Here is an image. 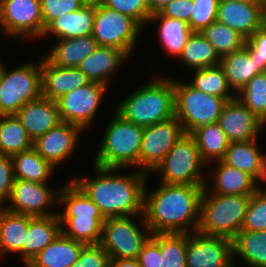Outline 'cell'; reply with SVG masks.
<instances>
[{
    "label": "cell",
    "instance_id": "1",
    "mask_svg": "<svg viewBox=\"0 0 266 267\" xmlns=\"http://www.w3.org/2000/svg\"><path fill=\"white\" fill-rule=\"evenodd\" d=\"M205 185L161 183L148 194L144 189L145 231L157 233L196 232L200 222V200ZM191 226V227H190Z\"/></svg>",
    "mask_w": 266,
    "mask_h": 267
},
{
    "label": "cell",
    "instance_id": "2",
    "mask_svg": "<svg viewBox=\"0 0 266 267\" xmlns=\"http://www.w3.org/2000/svg\"><path fill=\"white\" fill-rule=\"evenodd\" d=\"M97 177L73 180L98 206L103 217H129L143 212L146 174L113 175L116 168L94 165Z\"/></svg>",
    "mask_w": 266,
    "mask_h": 267
},
{
    "label": "cell",
    "instance_id": "3",
    "mask_svg": "<svg viewBox=\"0 0 266 267\" xmlns=\"http://www.w3.org/2000/svg\"><path fill=\"white\" fill-rule=\"evenodd\" d=\"M115 111L142 127L175 117L173 80L158 78L151 81L124 99Z\"/></svg>",
    "mask_w": 266,
    "mask_h": 267
},
{
    "label": "cell",
    "instance_id": "4",
    "mask_svg": "<svg viewBox=\"0 0 266 267\" xmlns=\"http://www.w3.org/2000/svg\"><path fill=\"white\" fill-rule=\"evenodd\" d=\"M208 189L205 184L200 200L197 231L233 239L241 231L251 195H207Z\"/></svg>",
    "mask_w": 266,
    "mask_h": 267
},
{
    "label": "cell",
    "instance_id": "5",
    "mask_svg": "<svg viewBox=\"0 0 266 267\" xmlns=\"http://www.w3.org/2000/svg\"><path fill=\"white\" fill-rule=\"evenodd\" d=\"M144 127L125 120L115 111L105 130L94 165L104 168L139 167V152Z\"/></svg>",
    "mask_w": 266,
    "mask_h": 267
},
{
    "label": "cell",
    "instance_id": "6",
    "mask_svg": "<svg viewBox=\"0 0 266 267\" xmlns=\"http://www.w3.org/2000/svg\"><path fill=\"white\" fill-rule=\"evenodd\" d=\"M173 84L175 117L182 124L185 133L218 121L227 102L224 98L206 94L189 83L173 80Z\"/></svg>",
    "mask_w": 266,
    "mask_h": 267
},
{
    "label": "cell",
    "instance_id": "7",
    "mask_svg": "<svg viewBox=\"0 0 266 267\" xmlns=\"http://www.w3.org/2000/svg\"><path fill=\"white\" fill-rule=\"evenodd\" d=\"M203 164L194 137L185 133L153 171L162 173L161 183L205 185L207 182L201 171Z\"/></svg>",
    "mask_w": 266,
    "mask_h": 267
},
{
    "label": "cell",
    "instance_id": "8",
    "mask_svg": "<svg viewBox=\"0 0 266 267\" xmlns=\"http://www.w3.org/2000/svg\"><path fill=\"white\" fill-rule=\"evenodd\" d=\"M42 96L41 62L33 63L7 72L3 69L0 77V116L15 115L29 101Z\"/></svg>",
    "mask_w": 266,
    "mask_h": 267
},
{
    "label": "cell",
    "instance_id": "9",
    "mask_svg": "<svg viewBox=\"0 0 266 267\" xmlns=\"http://www.w3.org/2000/svg\"><path fill=\"white\" fill-rule=\"evenodd\" d=\"M141 25L132 17L104 6L95 5L92 37L99 46L115 47L128 57L140 34Z\"/></svg>",
    "mask_w": 266,
    "mask_h": 267
},
{
    "label": "cell",
    "instance_id": "10",
    "mask_svg": "<svg viewBox=\"0 0 266 267\" xmlns=\"http://www.w3.org/2000/svg\"><path fill=\"white\" fill-rule=\"evenodd\" d=\"M149 237L129 216L110 217L103 223L100 245L110 259H136Z\"/></svg>",
    "mask_w": 266,
    "mask_h": 267
},
{
    "label": "cell",
    "instance_id": "11",
    "mask_svg": "<svg viewBox=\"0 0 266 267\" xmlns=\"http://www.w3.org/2000/svg\"><path fill=\"white\" fill-rule=\"evenodd\" d=\"M183 134L176 117L144 127L139 152V166L146 169L143 171H153Z\"/></svg>",
    "mask_w": 266,
    "mask_h": 267
},
{
    "label": "cell",
    "instance_id": "12",
    "mask_svg": "<svg viewBox=\"0 0 266 267\" xmlns=\"http://www.w3.org/2000/svg\"><path fill=\"white\" fill-rule=\"evenodd\" d=\"M106 87L97 82H90L56 99L61 121L77 125L81 129L88 126L97 112Z\"/></svg>",
    "mask_w": 266,
    "mask_h": 267
},
{
    "label": "cell",
    "instance_id": "13",
    "mask_svg": "<svg viewBox=\"0 0 266 267\" xmlns=\"http://www.w3.org/2000/svg\"><path fill=\"white\" fill-rule=\"evenodd\" d=\"M0 24L8 35L43 36L40 0H0Z\"/></svg>",
    "mask_w": 266,
    "mask_h": 267
},
{
    "label": "cell",
    "instance_id": "14",
    "mask_svg": "<svg viewBox=\"0 0 266 267\" xmlns=\"http://www.w3.org/2000/svg\"><path fill=\"white\" fill-rule=\"evenodd\" d=\"M195 233H188L186 267H232V239Z\"/></svg>",
    "mask_w": 266,
    "mask_h": 267
},
{
    "label": "cell",
    "instance_id": "15",
    "mask_svg": "<svg viewBox=\"0 0 266 267\" xmlns=\"http://www.w3.org/2000/svg\"><path fill=\"white\" fill-rule=\"evenodd\" d=\"M46 184L15 179L9 198L11 205L4 208L12 213L33 217L55 215L44 210L50 204H58L56 194Z\"/></svg>",
    "mask_w": 266,
    "mask_h": 267
},
{
    "label": "cell",
    "instance_id": "16",
    "mask_svg": "<svg viewBox=\"0 0 266 267\" xmlns=\"http://www.w3.org/2000/svg\"><path fill=\"white\" fill-rule=\"evenodd\" d=\"M216 21L248 39L265 23L264 10L253 0H220Z\"/></svg>",
    "mask_w": 266,
    "mask_h": 267
},
{
    "label": "cell",
    "instance_id": "17",
    "mask_svg": "<svg viewBox=\"0 0 266 267\" xmlns=\"http://www.w3.org/2000/svg\"><path fill=\"white\" fill-rule=\"evenodd\" d=\"M82 129L74 124L60 122L44 135L33 141V148L54 167L69 158L78 143L79 132Z\"/></svg>",
    "mask_w": 266,
    "mask_h": 267
},
{
    "label": "cell",
    "instance_id": "18",
    "mask_svg": "<svg viewBox=\"0 0 266 267\" xmlns=\"http://www.w3.org/2000/svg\"><path fill=\"white\" fill-rule=\"evenodd\" d=\"M230 142L257 139L261 120L237 98L227 101L217 121Z\"/></svg>",
    "mask_w": 266,
    "mask_h": 267
},
{
    "label": "cell",
    "instance_id": "19",
    "mask_svg": "<svg viewBox=\"0 0 266 267\" xmlns=\"http://www.w3.org/2000/svg\"><path fill=\"white\" fill-rule=\"evenodd\" d=\"M15 116L33 141L62 122L56 101L43 96L24 104Z\"/></svg>",
    "mask_w": 266,
    "mask_h": 267
},
{
    "label": "cell",
    "instance_id": "20",
    "mask_svg": "<svg viewBox=\"0 0 266 267\" xmlns=\"http://www.w3.org/2000/svg\"><path fill=\"white\" fill-rule=\"evenodd\" d=\"M90 82L78 68L56 66L47 58L41 60L42 96L45 98L56 100L63 94Z\"/></svg>",
    "mask_w": 266,
    "mask_h": 267
},
{
    "label": "cell",
    "instance_id": "21",
    "mask_svg": "<svg viewBox=\"0 0 266 267\" xmlns=\"http://www.w3.org/2000/svg\"><path fill=\"white\" fill-rule=\"evenodd\" d=\"M219 66L223 69L229 86L237 93L256 75L265 72L255 51L245 42L244 46L221 57Z\"/></svg>",
    "mask_w": 266,
    "mask_h": 267
},
{
    "label": "cell",
    "instance_id": "22",
    "mask_svg": "<svg viewBox=\"0 0 266 267\" xmlns=\"http://www.w3.org/2000/svg\"><path fill=\"white\" fill-rule=\"evenodd\" d=\"M128 56L115 47L99 46L78 65V69L85 74L91 82L108 86V77Z\"/></svg>",
    "mask_w": 266,
    "mask_h": 267
},
{
    "label": "cell",
    "instance_id": "23",
    "mask_svg": "<svg viewBox=\"0 0 266 267\" xmlns=\"http://www.w3.org/2000/svg\"><path fill=\"white\" fill-rule=\"evenodd\" d=\"M85 244L60 232L57 237L26 265L28 267H71Z\"/></svg>",
    "mask_w": 266,
    "mask_h": 267
},
{
    "label": "cell",
    "instance_id": "24",
    "mask_svg": "<svg viewBox=\"0 0 266 267\" xmlns=\"http://www.w3.org/2000/svg\"><path fill=\"white\" fill-rule=\"evenodd\" d=\"M95 19V5L85 4L80 9L65 13L52 20L44 29L59 39H71L92 34Z\"/></svg>",
    "mask_w": 266,
    "mask_h": 267
},
{
    "label": "cell",
    "instance_id": "25",
    "mask_svg": "<svg viewBox=\"0 0 266 267\" xmlns=\"http://www.w3.org/2000/svg\"><path fill=\"white\" fill-rule=\"evenodd\" d=\"M59 213L52 216H30L29 229L22 249L26 265L61 232Z\"/></svg>",
    "mask_w": 266,
    "mask_h": 267
},
{
    "label": "cell",
    "instance_id": "26",
    "mask_svg": "<svg viewBox=\"0 0 266 267\" xmlns=\"http://www.w3.org/2000/svg\"><path fill=\"white\" fill-rule=\"evenodd\" d=\"M98 47V43L92 35L71 39H59L46 58L56 66L77 68L88 55Z\"/></svg>",
    "mask_w": 266,
    "mask_h": 267
},
{
    "label": "cell",
    "instance_id": "27",
    "mask_svg": "<svg viewBox=\"0 0 266 267\" xmlns=\"http://www.w3.org/2000/svg\"><path fill=\"white\" fill-rule=\"evenodd\" d=\"M28 229L29 215L12 213L0 207V255L5 252L22 254Z\"/></svg>",
    "mask_w": 266,
    "mask_h": 267
},
{
    "label": "cell",
    "instance_id": "28",
    "mask_svg": "<svg viewBox=\"0 0 266 267\" xmlns=\"http://www.w3.org/2000/svg\"><path fill=\"white\" fill-rule=\"evenodd\" d=\"M215 172V188L212 193L222 195H252L260 186H255L256 180L249 174L231 167L222 160L217 161Z\"/></svg>",
    "mask_w": 266,
    "mask_h": 267
},
{
    "label": "cell",
    "instance_id": "29",
    "mask_svg": "<svg viewBox=\"0 0 266 267\" xmlns=\"http://www.w3.org/2000/svg\"><path fill=\"white\" fill-rule=\"evenodd\" d=\"M190 134L196 141L204 163L223 160L230 141L217 122L202 125Z\"/></svg>",
    "mask_w": 266,
    "mask_h": 267
},
{
    "label": "cell",
    "instance_id": "30",
    "mask_svg": "<svg viewBox=\"0 0 266 267\" xmlns=\"http://www.w3.org/2000/svg\"><path fill=\"white\" fill-rule=\"evenodd\" d=\"M256 140L230 142L223 162L227 165L237 168L250 176L256 181L261 171L262 154L258 150Z\"/></svg>",
    "mask_w": 266,
    "mask_h": 267
},
{
    "label": "cell",
    "instance_id": "31",
    "mask_svg": "<svg viewBox=\"0 0 266 267\" xmlns=\"http://www.w3.org/2000/svg\"><path fill=\"white\" fill-rule=\"evenodd\" d=\"M14 178L46 183L54 166L44 160L32 147L12 156Z\"/></svg>",
    "mask_w": 266,
    "mask_h": 267
},
{
    "label": "cell",
    "instance_id": "32",
    "mask_svg": "<svg viewBox=\"0 0 266 267\" xmlns=\"http://www.w3.org/2000/svg\"><path fill=\"white\" fill-rule=\"evenodd\" d=\"M232 243L233 259L239 255L251 267H266V230H241Z\"/></svg>",
    "mask_w": 266,
    "mask_h": 267
},
{
    "label": "cell",
    "instance_id": "33",
    "mask_svg": "<svg viewBox=\"0 0 266 267\" xmlns=\"http://www.w3.org/2000/svg\"><path fill=\"white\" fill-rule=\"evenodd\" d=\"M33 147L25 127L15 115L0 116V155L14 154Z\"/></svg>",
    "mask_w": 266,
    "mask_h": 267
},
{
    "label": "cell",
    "instance_id": "34",
    "mask_svg": "<svg viewBox=\"0 0 266 267\" xmlns=\"http://www.w3.org/2000/svg\"><path fill=\"white\" fill-rule=\"evenodd\" d=\"M161 20L159 28V38L164 49L171 55L180 56L188 37L192 31L186 21L167 17L160 12L154 13L149 21Z\"/></svg>",
    "mask_w": 266,
    "mask_h": 267
},
{
    "label": "cell",
    "instance_id": "35",
    "mask_svg": "<svg viewBox=\"0 0 266 267\" xmlns=\"http://www.w3.org/2000/svg\"><path fill=\"white\" fill-rule=\"evenodd\" d=\"M58 192V204L66 205L65 212L59 217H103L98 206L74 181L55 193Z\"/></svg>",
    "mask_w": 266,
    "mask_h": 267
},
{
    "label": "cell",
    "instance_id": "36",
    "mask_svg": "<svg viewBox=\"0 0 266 267\" xmlns=\"http://www.w3.org/2000/svg\"><path fill=\"white\" fill-rule=\"evenodd\" d=\"M179 57L194 70L218 66L221 59L201 32L191 33Z\"/></svg>",
    "mask_w": 266,
    "mask_h": 267
},
{
    "label": "cell",
    "instance_id": "37",
    "mask_svg": "<svg viewBox=\"0 0 266 267\" xmlns=\"http://www.w3.org/2000/svg\"><path fill=\"white\" fill-rule=\"evenodd\" d=\"M61 232L75 241L85 245L100 244L104 217H59ZM68 226V230L63 228Z\"/></svg>",
    "mask_w": 266,
    "mask_h": 267
},
{
    "label": "cell",
    "instance_id": "38",
    "mask_svg": "<svg viewBox=\"0 0 266 267\" xmlns=\"http://www.w3.org/2000/svg\"><path fill=\"white\" fill-rule=\"evenodd\" d=\"M201 33L220 58L241 49L246 42V39L237 31L218 21L210 24Z\"/></svg>",
    "mask_w": 266,
    "mask_h": 267
},
{
    "label": "cell",
    "instance_id": "39",
    "mask_svg": "<svg viewBox=\"0 0 266 267\" xmlns=\"http://www.w3.org/2000/svg\"><path fill=\"white\" fill-rule=\"evenodd\" d=\"M194 80L189 83L192 87L206 94L224 98L226 101L235 99V95L229 93L230 86L223 69L218 65L196 69Z\"/></svg>",
    "mask_w": 266,
    "mask_h": 267
},
{
    "label": "cell",
    "instance_id": "40",
    "mask_svg": "<svg viewBox=\"0 0 266 267\" xmlns=\"http://www.w3.org/2000/svg\"><path fill=\"white\" fill-rule=\"evenodd\" d=\"M188 234L160 233L159 267H186Z\"/></svg>",
    "mask_w": 266,
    "mask_h": 267
},
{
    "label": "cell",
    "instance_id": "41",
    "mask_svg": "<svg viewBox=\"0 0 266 267\" xmlns=\"http://www.w3.org/2000/svg\"><path fill=\"white\" fill-rule=\"evenodd\" d=\"M236 98L260 120L266 117V71L254 76Z\"/></svg>",
    "mask_w": 266,
    "mask_h": 267
},
{
    "label": "cell",
    "instance_id": "42",
    "mask_svg": "<svg viewBox=\"0 0 266 267\" xmlns=\"http://www.w3.org/2000/svg\"><path fill=\"white\" fill-rule=\"evenodd\" d=\"M241 230H266V190L258 189L251 195Z\"/></svg>",
    "mask_w": 266,
    "mask_h": 267
},
{
    "label": "cell",
    "instance_id": "43",
    "mask_svg": "<svg viewBox=\"0 0 266 267\" xmlns=\"http://www.w3.org/2000/svg\"><path fill=\"white\" fill-rule=\"evenodd\" d=\"M220 0H192V13L188 25L192 32H201L216 21Z\"/></svg>",
    "mask_w": 266,
    "mask_h": 267
},
{
    "label": "cell",
    "instance_id": "44",
    "mask_svg": "<svg viewBox=\"0 0 266 267\" xmlns=\"http://www.w3.org/2000/svg\"><path fill=\"white\" fill-rule=\"evenodd\" d=\"M104 6L135 19L141 26L151 17L147 0H104Z\"/></svg>",
    "mask_w": 266,
    "mask_h": 267
},
{
    "label": "cell",
    "instance_id": "45",
    "mask_svg": "<svg viewBox=\"0 0 266 267\" xmlns=\"http://www.w3.org/2000/svg\"><path fill=\"white\" fill-rule=\"evenodd\" d=\"M42 19L45 27L59 16L80 9L83 0H40Z\"/></svg>",
    "mask_w": 266,
    "mask_h": 267
},
{
    "label": "cell",
    "instance_id": "46",
    "mask_svg": "<svg viewBox=\"0 0 266 267\" xmlns=\"http://www.w3.org/2000/svg\"><path fill=\"white\" fill-rule=\"evenodd\" d=\"M110 256L100 244L85 245L71 267H109Z\"/></svg>",
    "mask_w": 266,
    "mask_h": 267
},
{
    "label": "cell",
    "instance_id": "47",
    "mask_svg": "<svg viewBox=\"0 0 266 267\" xmlns=\"http://www.w3.org/2000/svg\"><path fill=\"white\" fill-rule=\"evenodd\" d=\"M136 259L141 267H159L160 233L151 234V236L143 244Z\"/></svg>",
    "mask_w": 266,
    "mask_h": 267
},
{
    "label": "cell",
    "instance_id": "48",
    "mask_svg": "<svg viewBox=\"0 0 266 267\" xmlns=\"http://www.w3.org/2000/svg\"><path fill=\"white\" fill-rule=\"evenodd\" d=\"M14 181L12 157L0 155V207L5 199L10 198Z\"/></svg>",
    "mask_w": 266,
    "mask_h": 267
},
{
    "label": "cell",
    "instance_id": "49",
    "mask_svg": "<svg viewBox=\"0 0 266 267\" xmlns=\"http://www.w3.org/2000/svg\"><path fill=\"white\" fill-rule=\"evenodd\" d=\"M246 43L255 51V58L260 63V67L266 71V23L246 39Z\"/></svg>",
    "mask_w": 266,
    "mask_h": 267
},
{
    "label": "cell",
    "instance_id": "50",
    "mask_svg": "<svg viewBox=\"0 0 266 267\" xmlns=\"http://www.w3.org/2000/svg\"><path fill=\"white\" fill-rule=\"evenodd\" d=\"M160 13L164 16L183 20L188 23L192 13V0H173Z\"/></svg>",
    "mask_w": 266,
    "mask_h": 267
},
{
    "label": "cell",
    "instance_id": "51",
    "mask_svg": "<svg viewBox=\"0 0 266 267\" xmlns=\"http://www.w3.org/2000/svg\"><path fill=\"white\" fill-rule=\"evenodd\" d=\"M109 267H141L137 259H110Z\"/></svg>",
    "mask_w": 266,
    "mask_h": 267
},
{
    "label": "cell",
    "instance_id": "52",
    "mask_svg": "<svg viewBox=\"0 0 266 267\" xmlns=\"http://www.w3.org/2000/svg\"><path fill=\"white\" fill-rule=\"evenodd\" d=\"M173 0H147L151 14L161 12V10Z\"/></svg>",
    "mask_w": 266,
    "mask_h": 267
},
{
    "label": "cell",
    "instance_id": "53",
    "mask_svg": "<svg viewBox=\"0 0 266 267\" xmlns=\"http://www.w3.org/2000/svg\"><path fill=\"white\" fill-rule=\"evenodd\" d=\"M259 179L262 181L263 179L266 180V154L265 156L262 154V157H261V171H260L258 180Z\"/></svg>",
    "mask_w": 266,
    "mask_h": 267
},
{
    "label": "cell",
    "instance_id": "54",
    "mask_svg": "<svg viewBox=\"0 0 266 267\" xmlns=\"http://www.w3.org/2000/svg\"><path fill=\"white\" fill-rule=\"evenodd\" d=\"M103 1L104 0H83L85 4H94V5L101 4L103 3Z\"/></svg>",
    "mask_w": 266,
    "mask_h": 267
},
{
    "label": "cell",
    "instance_id": "55",
    "mask_svg": "<svg viewBox=\"0 0 266 267\" xmlns=\"http://www.w3.org/2000/svg\"><path fill=\"white\" fill-rule=\"evenodd\" d=\"M255 3L260 4L263 8L266 5V0H253Z\"/></svg>",
    "mask_w": 266,
    "mask_h": 267
},
{
    "label": "cell",
    "instance_id": "56",
    "mask_svg": "<svg viewBox=\"0 0 266 267\" xmlns=\"http://www.w3.org/2000/svg\"><path fill=\"white\" fill-rule=\"evenodd\" d=\"M266 124V117L261 120V128L263 129V126Z\"/></svg>",
    "mask_w": 266,
    "mask_h": 267
},
{
    "label": "cell",
    "instance_id": "57",
    "mask_svg": "<svg viewBox=\"0 0 266 267\" xmlns=\"http://www.w3.org/2000/svg\"><path fill=\"white\" fill-rule=\"evenodd\" d=\"M263 10H264V22L266 23V5L264 6Z\"/></svg>",
    "mask_w": 266,
    "mask_h": 267
},
{
    "label": "cell",
    "instance_id": "58",
    "mask_svg": "<svg viewBox=\"0 0 266 267\" xmlns=\"http://www.w3.org/2000/svg\"><path fill=\"white\" fill-rule=\"evenodd\" d=\"M3 65L1 64V61H0V77H1V74H2V71H3Z\"/></svg>",
    "mask_w": 266,
    "mask_h": 267
}]
</instances>
